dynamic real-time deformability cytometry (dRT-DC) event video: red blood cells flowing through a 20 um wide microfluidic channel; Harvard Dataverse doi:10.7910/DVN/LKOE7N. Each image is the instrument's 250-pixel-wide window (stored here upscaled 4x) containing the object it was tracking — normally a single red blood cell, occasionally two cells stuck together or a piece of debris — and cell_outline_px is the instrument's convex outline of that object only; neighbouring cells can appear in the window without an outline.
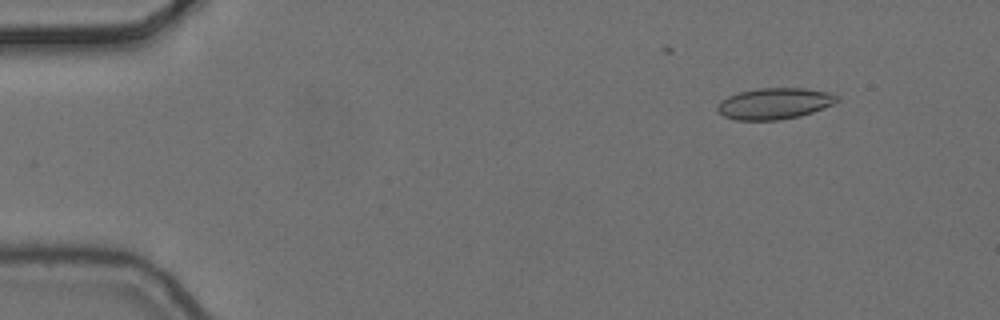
{"species": "common noctule bat (a hibernating species)", "species_latin": "Nyctalus noctula", "temperature_condition": "cold", "stored_images_in_passage": 8, "camera_frame_rate_fps": 3000, "um_per_image_px": 0.085, "animal": {"sex": "female", "body_mass_g": 24.6, "forearm_length_mm": 56.2}, "frame": {"image": 1, "passage_image": 2, "time_ms": 0.333, "image_size_px": [1000, 320], "cell_outline_px": [[840, 100], [832, 104], [812, 112], [800, 116], [776, 120], [736, 120], [724, 116], [716, 108], [716, 104], [720, 100], [728, 96], [740, 92], [756, 88], [804, 88], [832, 92], [840, 96]], "centroid_in_image_um": [65.84, 8.79], "position_along_channel_um": 19.2, "area_um2": 21.91}}
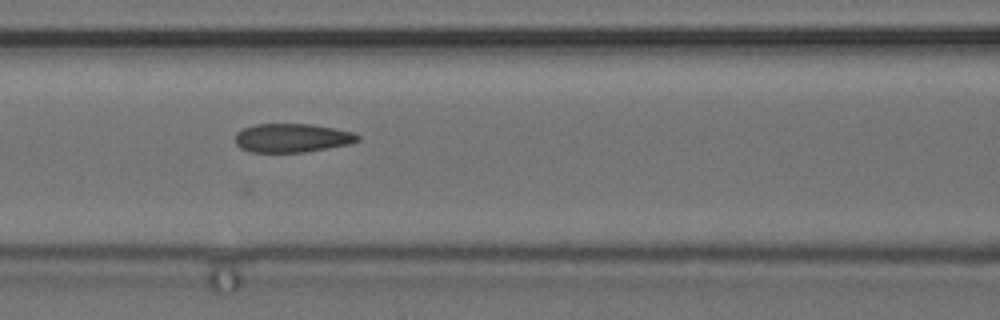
{"frame": {"image": 2, "passage_image": 7, "time_ms": 2.0, "image_size_px": [1000, 320], "cell_outline_px": [[360, 140], [352, 144], [304, 152], [252, 152], [240, 148], [236, 144], [236, 132], [244, 128], [256, 124], [312, 124], [352, 132], [360, 136]], "centroid_in_image_um": [24.84, 11.73], "position_along_channel_um": 141.8, "area_um2": 20.52}}
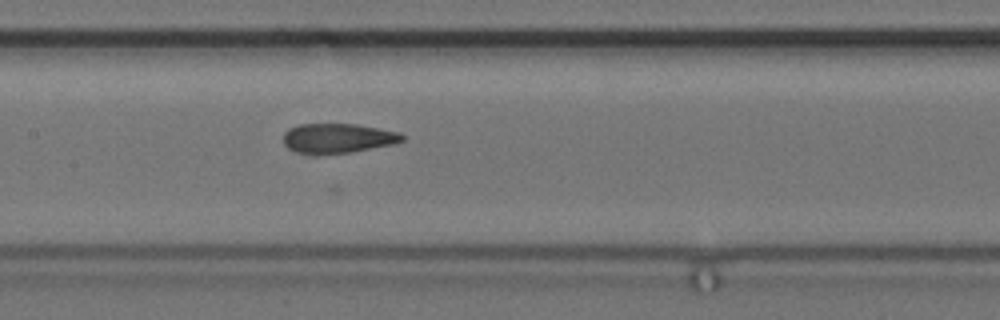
{"frame": {"image": 3, "passage_image": 8, "time_ms": 2.333, "image_size_px": [1000, 320], "cell_outline_px": [[404, 140], [396, 144], [352, 152], [296, 152], [288, 148], [284, 144], [284, 132], [300, 124], [356, 124], [400, 132], [404, 136]], "centroid_in_image_um": [28.78, 11.73], "position_along_channel_um": 178.6, "area_um2": 20.11}}